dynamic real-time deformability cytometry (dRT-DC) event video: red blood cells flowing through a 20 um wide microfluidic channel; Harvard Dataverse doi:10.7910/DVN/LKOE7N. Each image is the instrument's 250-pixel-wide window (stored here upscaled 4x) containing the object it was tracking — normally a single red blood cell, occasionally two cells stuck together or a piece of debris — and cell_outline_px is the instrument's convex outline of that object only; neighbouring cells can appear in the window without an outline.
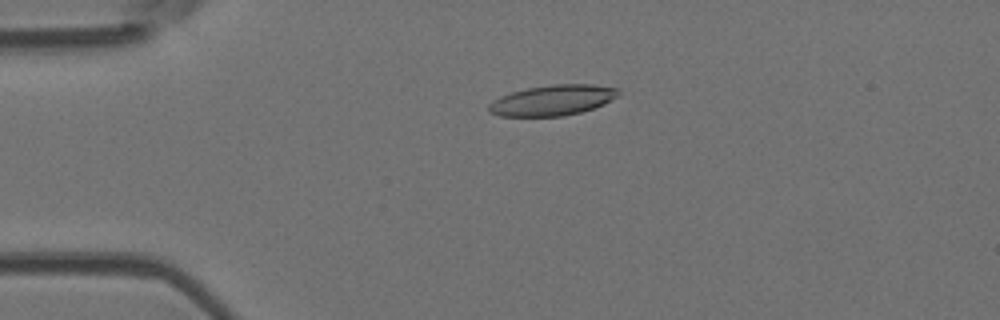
{"species": "Egyptian fruit bat (a non-hibernating species)", "species_latin": "Rousettus aegyptiacus", "temperature_condition": "room temperature", "stored_images_in_passage": 47, "camera_frame_rate_fps": 3000, "um_per_image_px": 0.085, "animal": {"sex": "female"}, "frame": {"image": 1, "passage_image": 7, "time_ms": 2.0, "image_size_px": [1000, 320], "cell_outline_px": [[620, 96], [604, 104], [580, 112], [564, 116], [500, 116], [488, 112], [488, 104], [492, 100], [500, 96], [512, 92], [528, 88], [552, 84], [592, 84], [620, 88]], "centroid_in_image_um": [46.99, 8.51], "position_along_channel_um": 38.0, "area_um2": 23.24}}
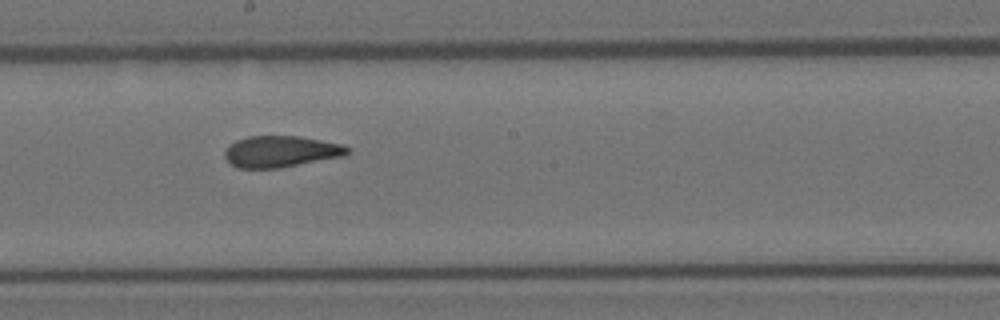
{"frame": {"image": 2, "passage_image": 24, "time_ms": 7.667, "image_size_px": [1000, 320], "cell_outline_px": [[352, 148], [344, 156], [280, 168], [236, 168], [224, 156], [224, 152], [236, 140], [248, 136], [300, 136], [344, 144]], "centroid_in_image_um": [23.92, 12.87], "position_along_channel_um": 224.3, "area_um2": 22.48}}
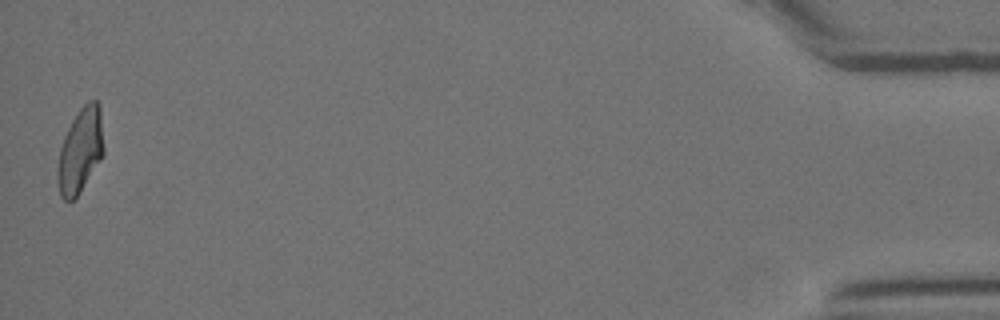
{"frame": {"image": 3, "passage_image": 47, "time_ms": 15.333, "image_size_px": [1000, 320], "cell_outline_px": [[104, 152], [100, 160], [80, 192], [72, 200], [64, 200], [60, 196], [56, 176], [56, 172], [60, 148], [64, 136], [72, 120], [80, 108], [88, 100], [96, 100], [100, 104], [104, 148]], "centroid_in_image_um": [6.82, 12.78], "position_along_channel_um": 428.4, "area_um2": 22.83}, "authors_computed_cell_mechanics": {"area_um2": 22.831, "velocity_mm_per_s": 3.8703, "shape_relaxation_time_tau1_ms": 9.5713, "shape_relaxation_time_tau2_ms": 1.9727, "deformation_change_tau1": 0.2582, "deformation_change_tau2": 0.096}}